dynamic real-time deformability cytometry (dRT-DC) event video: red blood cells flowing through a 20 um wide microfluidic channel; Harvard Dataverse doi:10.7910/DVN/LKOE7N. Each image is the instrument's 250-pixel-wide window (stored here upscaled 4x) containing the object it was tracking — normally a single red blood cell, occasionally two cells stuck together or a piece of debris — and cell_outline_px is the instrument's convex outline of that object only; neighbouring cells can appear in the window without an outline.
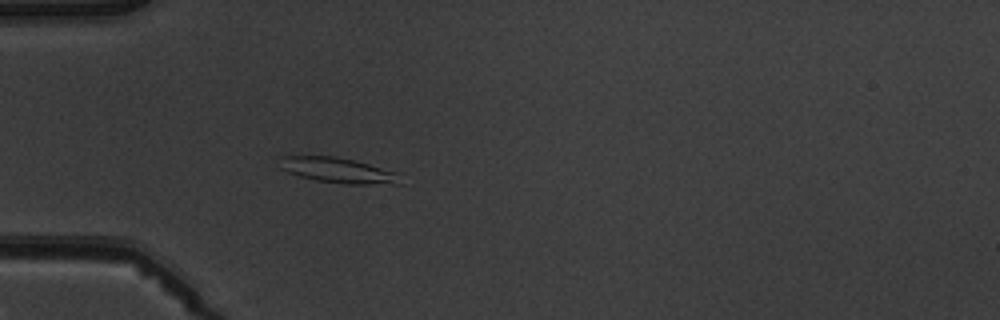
{"species": "common noctule bat (a hibernating species)", "species_latin": "Nyctalus noctula", "temperature_condition": "warm", "stored_images_in_passage": 5, "camera_frame_rate_fps": 3000, "um_per_image_px": 0.085, "animal": {"sex": "male", "body_mass_g": 19.5, "forearm_length_mm": 54.6}, "frame": {"image": 1, "passage_image": 5, "time_ms": 4.667, "image_size_px": [1000, 320], "cell_outline_px": [[404, 184], [348, 184], [316, 180], [300, 176], [288, 172], [280, 168], [280, 156], [336, 156], [368, 164], [396, 172]], "centroid_in_image_um": [28.74, 14.48], "position_along_channel_um": 56.3, "area_um2": 17.63}}